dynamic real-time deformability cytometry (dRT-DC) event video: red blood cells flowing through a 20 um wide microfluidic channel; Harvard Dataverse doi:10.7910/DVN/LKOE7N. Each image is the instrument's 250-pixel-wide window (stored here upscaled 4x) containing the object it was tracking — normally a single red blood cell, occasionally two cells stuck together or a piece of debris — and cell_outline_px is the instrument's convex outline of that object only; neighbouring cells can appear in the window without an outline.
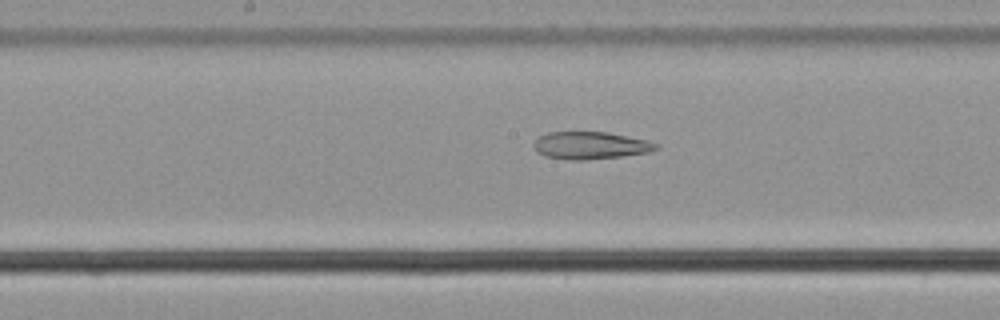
{"species": "common noctule bat (a hibernating species)", "species_latin": "Nyctalus noctula", "temperature_condition": "cold", "stored_images_in_passage": 22, "camera_frame_rate_fps": 3000, "um_per_image_px": 0.085, "animal": {"sex": "male", "body_mass_g": 21.5, "forearm_length_mm": 52.0}, "frame": {"image": 1, "passage_image": 16, "time_ms": 5.0, "image_size_px": [1000, 320], "cell_outline_px": [[660, 148], [648, 152], [624, 156], [584, 160], [568, 160], [544, 156], [536, 152], [532, 144], [540, 136], [548, 132], [608, 132], [648, 140], [660, 144]], "centroid_in_image_um": [50.2, 12.36], "position_along_channel_um": 198.0, "area_um2": 19.77}}